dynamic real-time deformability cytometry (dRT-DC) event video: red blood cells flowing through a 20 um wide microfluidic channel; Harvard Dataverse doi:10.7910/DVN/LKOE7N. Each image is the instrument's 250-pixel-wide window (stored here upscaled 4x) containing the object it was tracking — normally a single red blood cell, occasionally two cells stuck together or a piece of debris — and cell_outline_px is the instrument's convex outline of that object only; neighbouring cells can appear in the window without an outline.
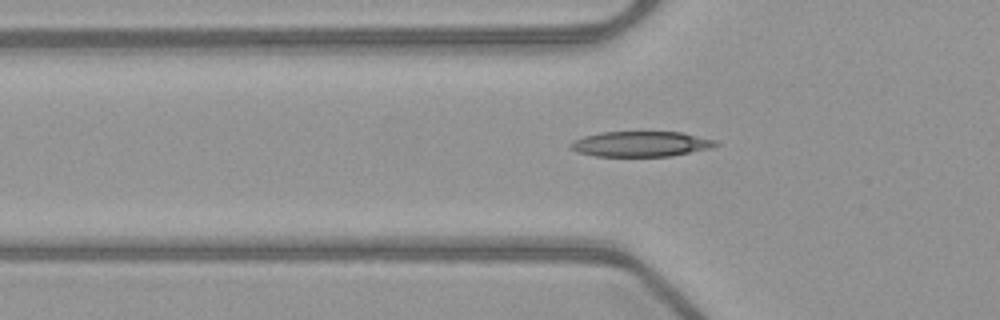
{"species": "common noctule bat (a hibernating species)", "species_latin": "Nyctalus noctula", "temperature_condition": "warm", "stored_images_in_passage": 40, "camera_frame_rate_fps": 3000, "um_per_image_px": 0.085, "animal": {"sex": "female", "body_mass_g": 21.9}, "frame": {"image": 1, "passage_image": 6, "time_ms": 1.667, "image_size_px": [1000, 320], "cell_outline_px": [[720, 144], [712, 148], [672, 156], [596, 156], [576, 152], [568, 144], [584, 136], [600, 132], [684, 132], [716, 140]], "centroid_in_image_um": [54.52, 12.24], "position_along_channel_um": 71.3, "area_um2": 21.5}}
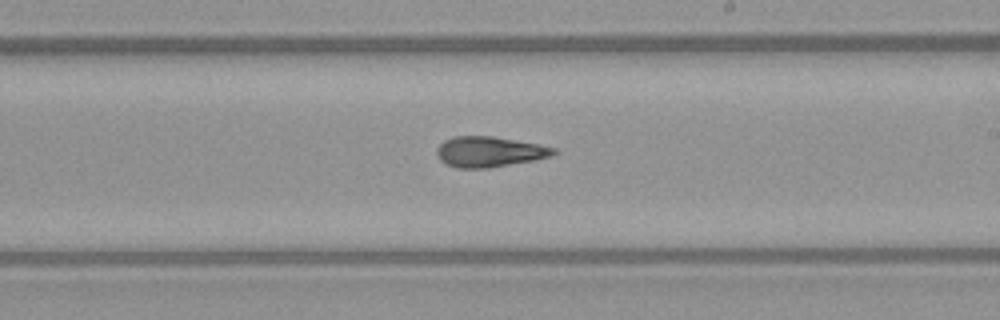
{"frame": {"image": 2, "passage_image": 19, "time_ms": 6.0, "image_size_px": [1000, 320], "cell_outline_px": [[560, 152], [548, 156], [532, 160], [488, 168], [456, 168], [444, 164], [440, 160], [436, 152], [436, 148], [444, 140], [452, 136], [492, 136], [540, 144], [556, 148]], "centroid_in_image_um": [41.56, 12.89], "position_along_channel_um": 247.4, "area_um2": 20.81}}
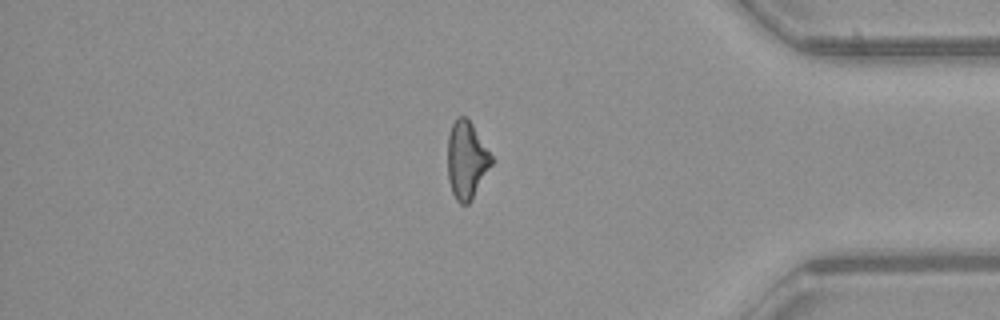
{"frame": {"image": 3, "passage_image": 32, "time_ms": 10.333, "image_size_px": [1000, 320], "cell_outline_px": [[492, 164], [468, 204], [460, 204], [456, 200], [452, 192], [448, 180], [448, 136], [452, 124], [456, 116], [464, 116], [472, 124], [492, 156]], "centroid_in_image_um": [39.63, 13.59], "position_along_channel_um": 395.6, "area_um2": 19.48}, "authors_computed_cell_mechanics": {"area_um2": 20.7213, "velocity_mm_per_s": 4.0253, "shape_relaxation_time_tau1_ms": null, "shape_relaxation_time_tau2_ms": 3.6508, "deformation_change_tau1": null, "deformation_change_tau2": 0.1307}}